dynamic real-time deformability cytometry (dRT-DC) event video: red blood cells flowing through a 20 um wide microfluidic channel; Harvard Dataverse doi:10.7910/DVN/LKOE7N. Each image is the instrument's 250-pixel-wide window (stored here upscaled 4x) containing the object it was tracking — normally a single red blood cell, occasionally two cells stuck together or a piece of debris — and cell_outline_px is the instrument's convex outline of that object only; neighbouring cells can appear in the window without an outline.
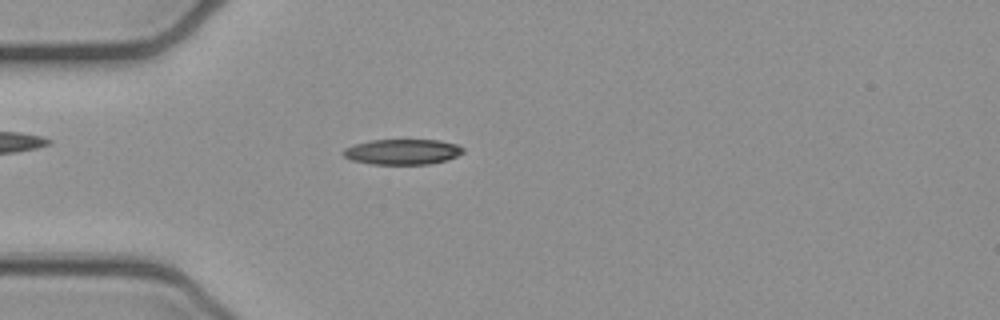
{"species": "common noctule bat (a hibernating species)", "species_latin": "Nyctalus noctula", "temperature_condition": "cold", "stored_images_in_passage": 51, "camera_frame_rate_fps": 3000, "um_per_image_px": 0.085, "animal": {"sex": "female", "body_mass_g": 21.9}, "frame": {"image": 1, "passage_image": 14, "time_ms": 4.333, "image_size_px": [1000, 320], "cell_outline_px": [[464, 152], [448, 160], [428, 164], [372, 164], [352, 160], [344, 156], [340, 152], [344, 148], [356, 144], [372, 140], [440, 140], [456, 144], [464, 148]], "centroid_in_image_um": [34.21, 12.9], "position_along_channel_um": 50.8, "area_um2": 17.74}}
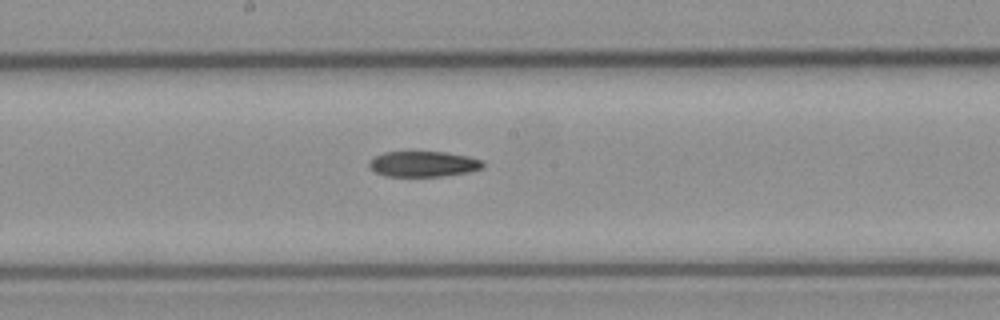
{"frame": {"image": 2, "passage_image": 27, "time_ms": 8.667, "image_size_px": [1000, 320], "cell_outline_px": [[484, 168], [468, 172], [440, 176], [384, 176], [368, 168], [368, 160], [384, 152], [444, 152], [468, 156], [484, 160]], "centroid_in_image_um": [35.98, 13.94], "position_along_channel_um": 212.2, "area_um2": 17.05}}
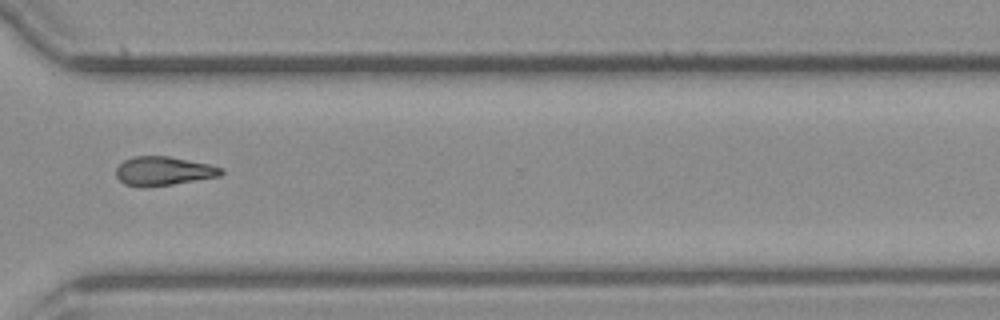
{"frame": {"image": 3, "passage_image": 38, "time_ms": 12.333, "image_size_px": [1000, 320], "cell_outline_px": [[224, 172], [220, 176], [172, 184], [144, 188], [140, 188], [124, 184], [116, 176], [116, 168], [124, 160], [132, 156], [168, 156], [208, 164], [224, 168]], "centroid_in_image_um": [13.87, 14.55], "position_along_channel_um": 356.7, "area_um2": 17.8}}